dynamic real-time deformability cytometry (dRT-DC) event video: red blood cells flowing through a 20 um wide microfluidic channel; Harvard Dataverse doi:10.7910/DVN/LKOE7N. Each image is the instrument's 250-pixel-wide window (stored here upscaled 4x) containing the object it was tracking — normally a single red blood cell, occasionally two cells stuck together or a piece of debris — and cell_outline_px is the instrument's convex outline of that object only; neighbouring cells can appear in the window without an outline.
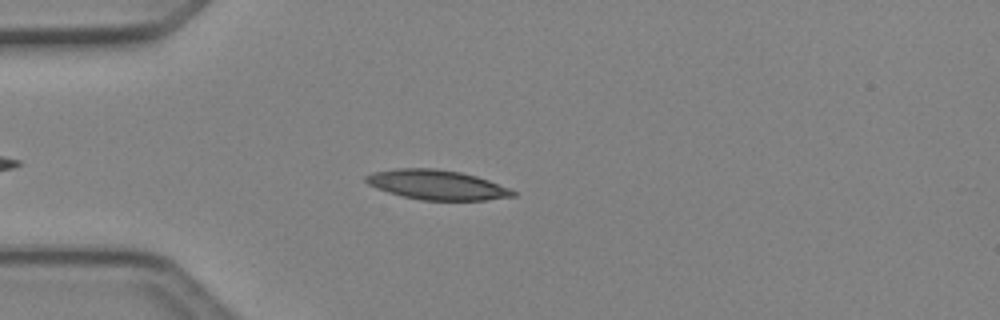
{"species": "Egyptian fruit bat (a non-hibernating species)", "species_latin": "Rousettus aegyptiacus", "temperature_condition": "cold", "stored_images_in_passage": 40, "camera_frame_rate_fps": 3000, "um_per_image_px": 0.085, "animal": {"sex": "female"}, "frame": {"image": 1, "passage_image": 7, "time_ms": 2.0, "image_size_px": [1000, 320], "cell_outline_px": [[516, 196], [484, 200], [420, 200], [388, 192], [376, 188], [368, 184], [364, 180], [364, 176], [372, 172], [396, 168], [432, 168], [460, 172], [476, 176], [488, 180], [508, 188], [516, 192]], "centroid_in_image_um": [37.1, 15.7], "position_along_channel_um": 47.9, "area_um2": 25.32}}
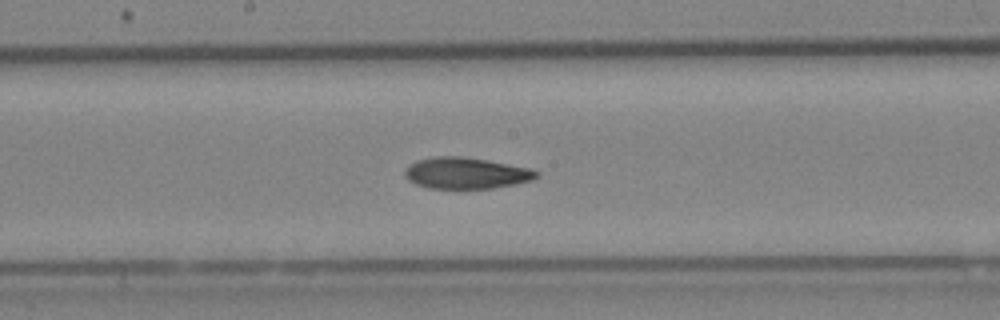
{"frame": {"image": 2, "passage_image": 20, "time_ms": 6.333, "image_size_px": [1000, 320], "cell_outline_px": [[540, 176], [532, 180], [492, 188], [428, 188], [416, 184], [408, 180], [404, 176], [404, 172], [416, 160], [436, 156], [464, 156], [488, 160], [528, 168], [540, 172]], "centroid_in_image_um": [39.61, 14.71], "position_along_channel_um": 208.6, "area_um2": 23.87}}
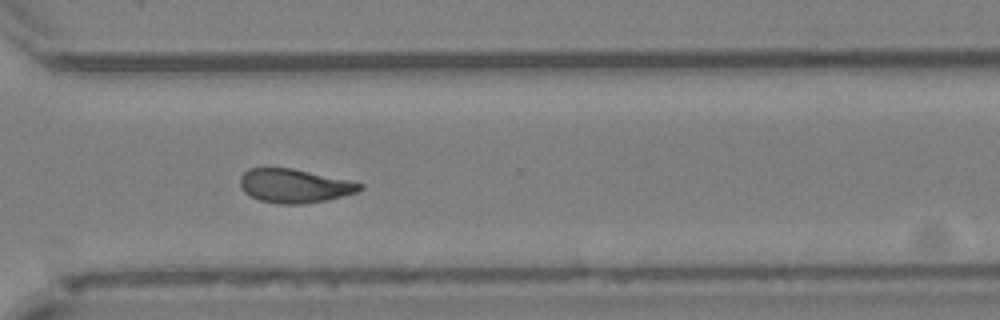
{"frame": {"image": 3, "passage_image": 30, "time_ms": 9.667, "image_size_px": [1000, 320], "cell_outline_px": [[364, 188], [356, 192], [328, 200], [300, 204], [280, 204], [260, 200], [244, 192], [240, 188], [240, 176], [248, 168], [292, 168], [364, 184]], "centroid_in_image_um": [25.0, 15.8], "position_along_channel_um": 345.6, "area_um2": 23.41}, "authors_computed_cell_mechanics": {"area_um2": 23.9003, "velocity_mm_per_s": 4.1054, "shape_relaxation_time_tau1_ms": null, "shape_relaxation_time_tau2_ms": 4.2599, "deformation_change_tau1": null, "deformation_change_tau2": 0.1117}}